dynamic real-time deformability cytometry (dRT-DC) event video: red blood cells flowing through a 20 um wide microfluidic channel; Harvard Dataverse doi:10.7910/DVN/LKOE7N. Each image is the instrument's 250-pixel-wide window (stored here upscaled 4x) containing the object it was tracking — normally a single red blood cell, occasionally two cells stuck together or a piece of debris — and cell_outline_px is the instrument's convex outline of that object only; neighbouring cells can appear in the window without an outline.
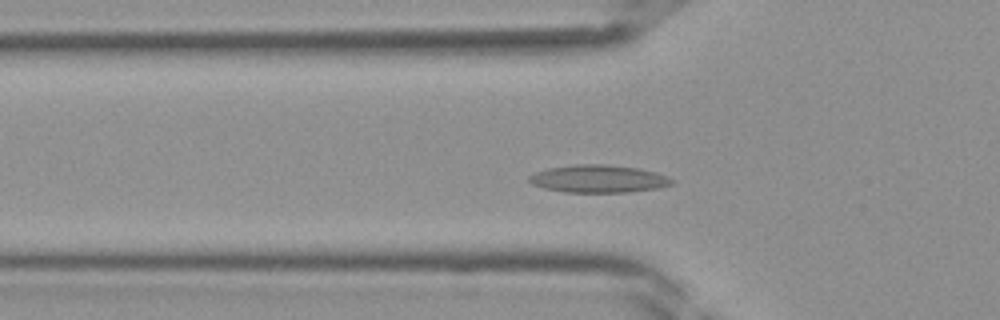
{"species": "Egyptian fruit bat (a non-hibernating species)", "species_latin": "Rousettus aegyptiacus", "temperature_condition": "room temperature", "stored_images_in_passage": 36, "camera_frame_rate_fps": 3000, "um_per_image_px": 0.085, "frame": {"image": 1, "passage_image": 9, "time_ms": 2.667, "image_size_px": [1000, 320], "cell_outline_px": [[672, 184], [660, 188], [628, 192], [564, 192], [544, 188], [532, 184], [528, 180], [528, 176], [536, 172], [548, 168], [572, 164], [608, 164], [636, 168], [656, 172], [668, 176], [672, 180]], "centroid_in_image_um": [50.86, 15.19], "position_along_channel_um": 74.9, "area_um2": 23.06}}
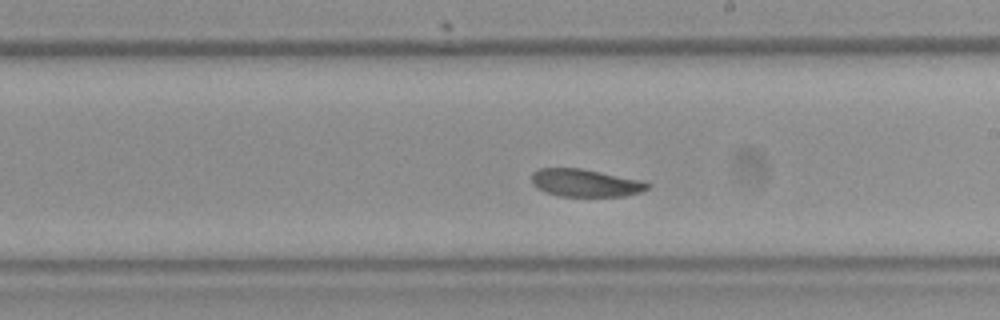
{"frame": {"image": 2, "passage_image": 19, "time_ms": 6.0, "image_size_px": [1000, 320], "cell_outline_px": [[652, 184], [648, 188], [640, 192], [624, 196], [560, 196], [544, 192], [536, 188], [532, 184], [532, 172], [540, 168], [580, 168], [640, 180]], "centroid_in_image_um": [49.72, 15.55], "position_along_channel_um": 239.3, "area_um2": 18.61}}
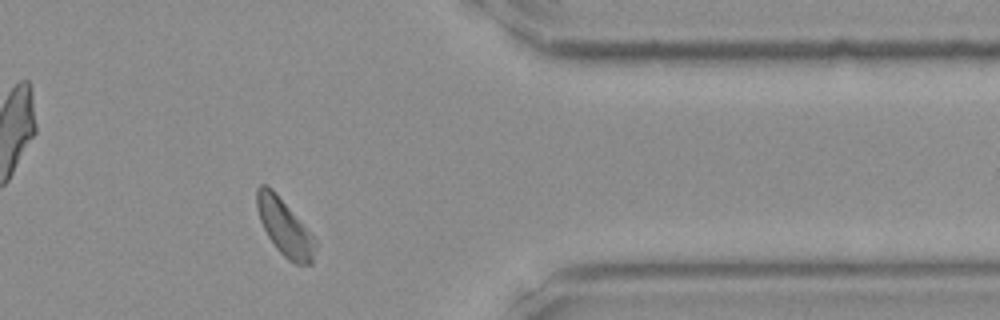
{"frame": {"image": 3, "passage_image": 29, "time_ms": 9.333, "image_size_px": [1000, 320], "cell_outline_px": [[316, 248], [312, 264], [296, 264], [288, 260], [276, 248], [268, 236], [260, 220], [256, 208], [256, 188], [260, 184], [264, 184], [272, 188], [316, 240]], "centroid_in_image_um": [24.17, 19.33], "position_along_channel_um": 387.2, "area_um2": 18.96}}